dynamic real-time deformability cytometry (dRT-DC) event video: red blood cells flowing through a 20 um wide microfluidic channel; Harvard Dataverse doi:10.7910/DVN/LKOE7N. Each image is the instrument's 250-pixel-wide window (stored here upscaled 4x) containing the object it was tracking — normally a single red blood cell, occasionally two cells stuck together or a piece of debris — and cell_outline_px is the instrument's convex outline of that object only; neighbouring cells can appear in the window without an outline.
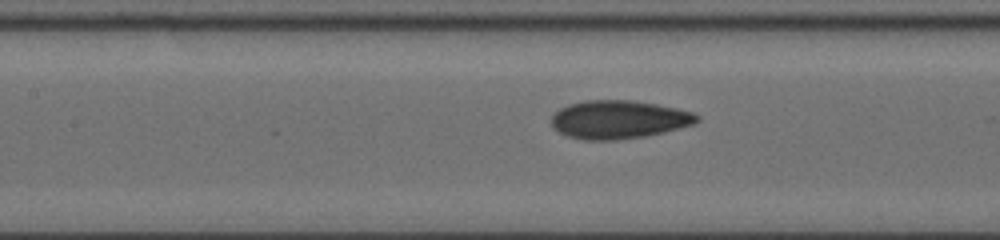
{"species": "human", "species_latin": "Homo sapiens", "temperature_condition": "cold", "stored_images_in_passage": 50, "camera_frame_rate_fps": 3000, "um_per_image_px": 0.085, "donor": {"sex": "female"}, "frame": {"image": 1, "passage_image": 27, "time_ms": 8.667, "image_size_px": [1000, 240], "cell_outline_px": [[700, 120], [696, 124], [664, 132], [644, 136], [616, 140], [584, 140], [568, 136], [552, 128], [552, 116], [560, 108], [568, 104], [584, 100], [632, 100], [656, 104], [676, 108], [692, 112], [700, 116]], "centroid_in_image_um": [52.61, 10.16], "position_along_channel_um": 154.8, "area_um2": 32.6}}
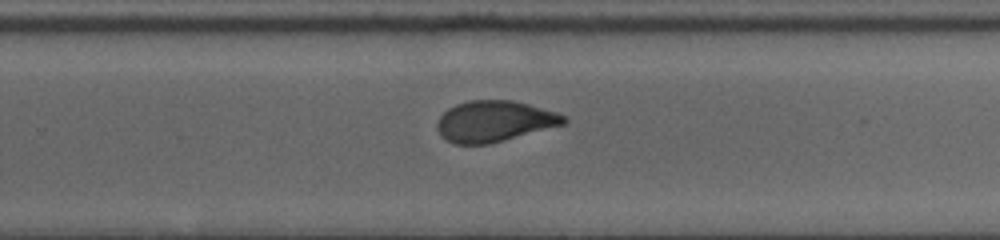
{"frame": {"image": 2, "passage_image": 38, "time_ms": 12.333, "image_size_px": [1000, 240], "cell_outline_px": [[568, 120], [564, 124], [488, 144], [456, 144], [440, 136], [436, 128], [436, 124], [440, 116], [448, 108], [456, 104], [468, 100], [512, 100], [528, 104], [556, 112], [568, 116]], "centroid_in_image_um": [42.0, 10.3], "position_along_channel_um": 287.8, "area_um2": 30.17}}
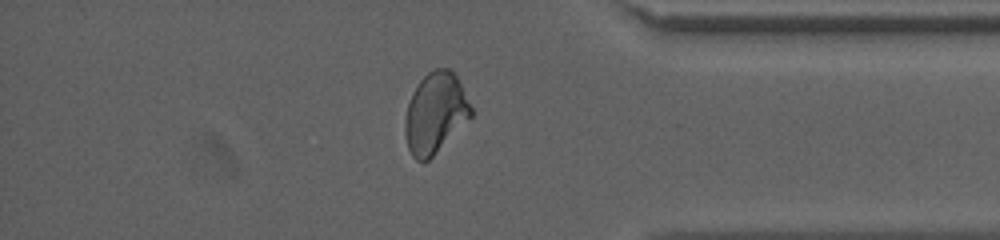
{"frame": {"image": 3, "passage_image": 48, "time_ms": 15.667, "image_size_px": [1000, 240], "cell_outline_px": [[472, 116], [428, 160], [416, 160], [412, 156], [408, 148], [404, 132], [404, 120], [408, 104], [412, 92], [420, 80], [432, 68], [452, 68], [472, 108]], "centroid_in_image_um": [36.98, 9.58], "position_along_channel_um": 398.2, "area_um2": 30.75}}